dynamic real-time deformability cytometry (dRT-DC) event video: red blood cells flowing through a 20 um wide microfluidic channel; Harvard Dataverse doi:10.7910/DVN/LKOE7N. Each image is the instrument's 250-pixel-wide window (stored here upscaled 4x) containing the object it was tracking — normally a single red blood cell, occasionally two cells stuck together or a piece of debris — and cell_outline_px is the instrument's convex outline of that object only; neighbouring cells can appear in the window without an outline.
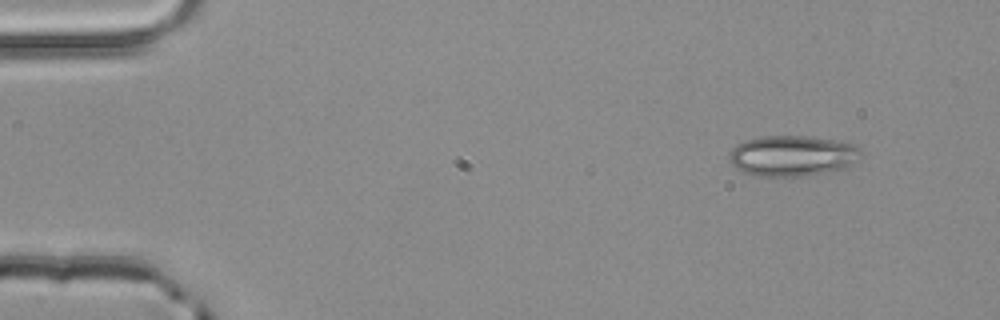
{"species": "common noctule bat (a hibernating species)", "species_latin": "Nyctalus noctula", "temperature_condition": "room temperature", "stored_images_in_passage": 3, "camera_frame_rate_fps": 3000, "um_per_image_px": 0.085, "animal": {"sex": "male", "body_mass_g": 20.4}, "frame": {"image": 1, "passage_image": 1, "time_ms": 0.0, "image_size_px": [1000, 320], "cell_outline_px": [[860, 156], [852, 164], [844, 168], [828, 172], [808, 176], [756, 176], [744, 172], [736, 168], [732, 164], [732, 148], [736, 144], [744, 140], [760, 136], [808, 136], [832, 140], [852, 144], [860, 152]], "centroid_in_image_um": [67.33, 13.25], "position_along_channel_um": 17.7, "area_um2": 30.92}}